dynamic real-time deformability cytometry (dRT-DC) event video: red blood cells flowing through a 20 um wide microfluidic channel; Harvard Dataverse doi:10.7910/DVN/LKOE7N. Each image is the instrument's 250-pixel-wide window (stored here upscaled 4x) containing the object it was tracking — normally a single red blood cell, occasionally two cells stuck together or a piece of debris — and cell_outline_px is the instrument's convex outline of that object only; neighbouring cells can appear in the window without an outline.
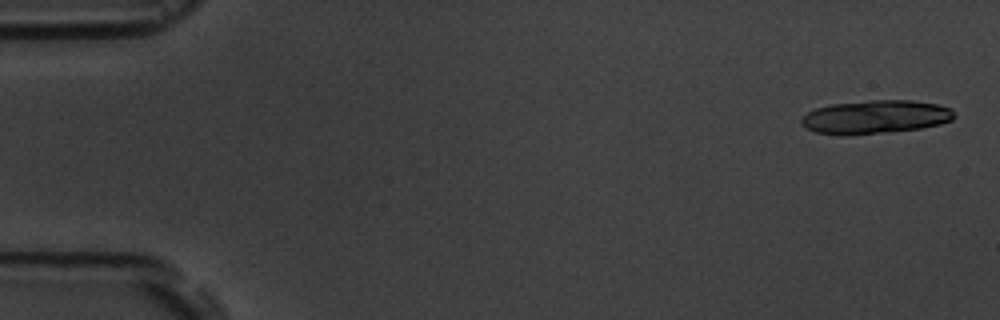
{"species": "common noctule bat (a hibernating species)", "species_latin": "Nyctalus noctula", "temperature_condition": "room temperature", "stored_images_in_passage": 11, "camera_frame_rate_fps": 3000, "um_per_image_px": 0.085, "animal": {"sex": "male", "body_mass_g": 19.5, "forearm_length_mm": 54.6}, "frame": {"image": 1, "passage_image": 1, "time_ms": 0.0, "image_size_px": [1000, 320], "cell_outline_px": [[956, 116], [952, 120], [940, 124], [920, 128], [844, 136], [840, 136], [816, 132], [800, 124], [800, 120], [808, 112], [816, 108], [832, 104], [868, 100], [912, 100], [936, 104], [952, 108]], "centroid_in_image_um": [74.41, 9.94], "position_along_channel_um": 10.6, "area_um2": 29.82}}
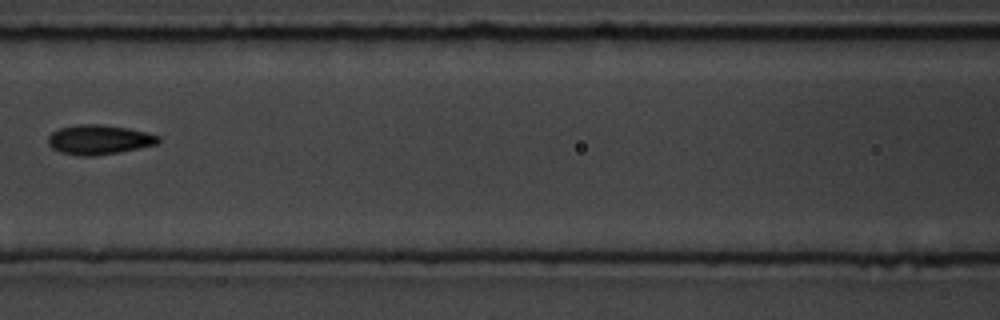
{"frame": {"image": 2, "passage_image": 8, "time_ms": 8.0, "image_size_px": [1000, 320], "cell_outline_px": [[160, 140], [156, 144], [120, 152], [96, 156], [80, 156], [60, 152], [52, 148], [48, 144], [48, 136], [52, 132], [60, 128], [76, 124], [100, 124], [128, 128], [160, 136]], "centroid_in_image_um": [8.38, 11.87], "position_along_channel_um": 158.2, "area_um2": 19.02}}
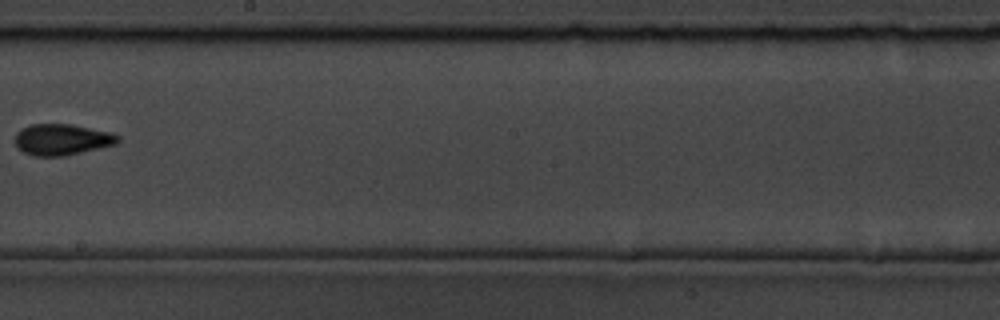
{"frame": {"image": 3, "passage_image": 10, "time_ms": 10.333, "image_size_px": [1000, 320], "cell_outline_px": [[120, 140], [116, 144], [64, 156], [32, 156], [16, 148], [16, 132], [32, 124], [72, 124], [108, 132], [120, 136]], "centroid_in_image_um": [5.25, 11.87], "position_along_channel_um": 242.9, "area_um2": 18.55}}